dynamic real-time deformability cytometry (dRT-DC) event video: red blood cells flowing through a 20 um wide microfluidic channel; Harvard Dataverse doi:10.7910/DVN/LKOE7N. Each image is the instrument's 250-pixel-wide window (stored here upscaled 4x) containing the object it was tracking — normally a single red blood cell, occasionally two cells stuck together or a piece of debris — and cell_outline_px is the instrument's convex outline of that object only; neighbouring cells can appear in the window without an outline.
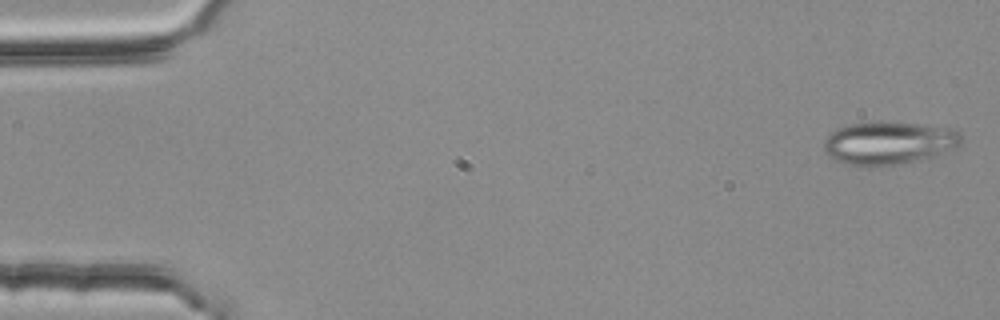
{"species": "common noctule bat (a hibernating species)", "species_latin": "Nyctalus noctula", "temperature_condition": "room temperature", "stored_images_in_passage": 54, "camera_frame_rate_fps": 3000, "um_per_image_px": 0.085, "animal": {"sex": "female", "body_mass_g": 25.1}, "frame": {"image": 1, "passage_image": 2, "time_ms": 0.333, "image_size_px": [1000, 320], "cell_outline_px": [[964, 140], [956, 148], [928, 156], [892, 164], [848, 164], [836, 160], [828, 156], [824, 148], [824, 140], [836, 128], [848, 124], [912, 124], [956, 128], [960, 132]], "centroid_in_image_um": [75.56, 12.13], "position_along_channel_um": 9.4, "area_um2": 32.77}}
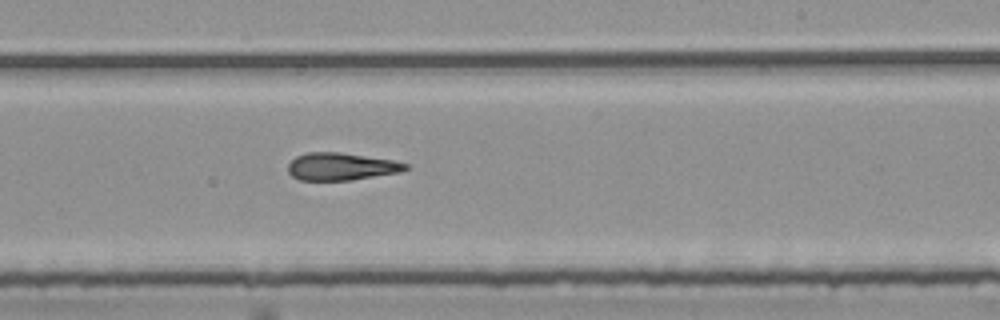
{"frame": {"image": 2, "passage_image": 33, "time_ms": 10.667, "image_size_px": [1000, 320], "cell_outline_px": [[408, 168], [400, 172], [352, 180], [300, 180], [292, 176], [288, 172], [288, 164], [296, 156], [308, 152], [340, 152], [392, 160], [408, 164]], "centroid_in_image_um": [28.98, 14.15], "position_along_channel_um": 260.0, "area_um2": 18.73}}
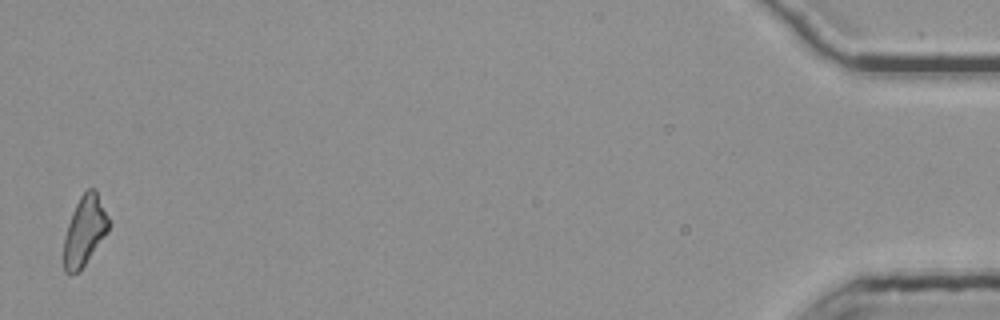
{"frame": {"image": 3, "passage_image": 54, "time_ms": 17.667, "image_size_px": [1000, 320], "cell_outline_px": [[108, 232], [80, 272], [64, 272], [64, 236], [72, 212], [80, 196], [88, 188], [96, 188], [108, 216]], "centroid_in_image_um": [7.2, 19.61], "position_along_channel_um": 428.0, "area_um2": 18.21}, "authors_computed_cell_mechanics": {"area_um2": 19.3919, "velocity_mm_per_s": 3.7915, "shape_relaxation_time_tau1_ms": null, "shape_relaxation_time_tau2_ms": 7.6415, "deformation_change_tau1": null, "deformation_change_tau2": 0.2091}}